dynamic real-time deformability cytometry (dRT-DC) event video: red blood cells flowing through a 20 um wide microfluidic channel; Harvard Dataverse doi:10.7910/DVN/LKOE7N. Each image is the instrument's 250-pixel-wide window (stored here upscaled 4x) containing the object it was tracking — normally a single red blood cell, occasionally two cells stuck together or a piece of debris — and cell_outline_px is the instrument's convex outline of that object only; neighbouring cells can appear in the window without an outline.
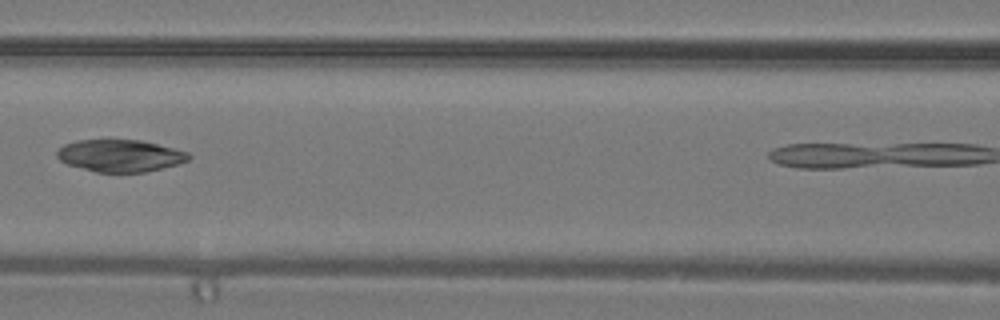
{"species": "common noctule bat (a hibernating species)", "species_latin": "Nyctalus noctula", "temperature_condition": "warm", "stored_images_in_passage": 20, "camera_frame_rate_fps": 3000, "um_per_image_px": 0.085, "animal": {"sex": "male", "body_mass_g": 19.2, "forearm_length_mm": 51.8}, "frame": {"image": 1, "passage_image": 6, "time_ms": 1.667, "image_size_px": [1000, 320], "cell_outline_px": [[192, 156], [188, 160], [176, 164], [144, 172], [96, 172], [68, 164], [60, 160], [56, 156], [56, 152], [64, 144], [76, 140], [140, 140], [188, 152]], "centroid_in_image_um": [10.18, 13.23], "position_along_channel_um": 156.4, "area_um2": 24.33}}
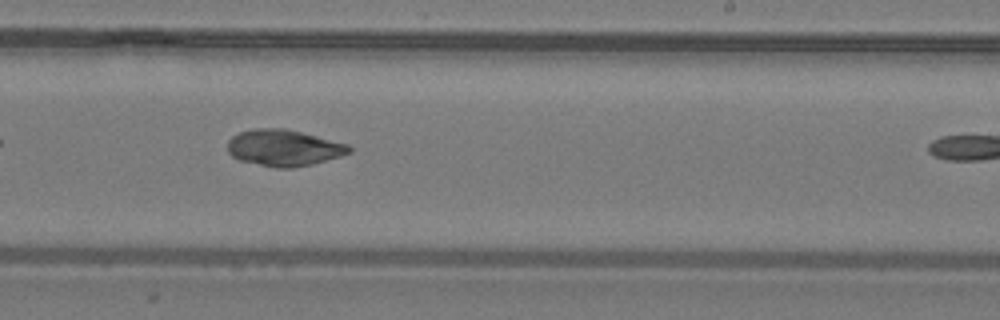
{"frame": {"image": 2, "passage_image": 12, "time_ms": 3.667, "image_size_px": [1000, 320], "cell_outline_px": [[352, 152], [340, 156], [312, 164], [292, 168], [276, 168], [240, 160], [232, 156], [228, 152], [228, 140], [232, 136], [240, 132], [256, 128], [284, 128], [348, 144], [352, 148]], "centroid_in_image_um": [24.12, 12.57], "position_along_channel_um": 264.9, "area_um2": 25.61}}